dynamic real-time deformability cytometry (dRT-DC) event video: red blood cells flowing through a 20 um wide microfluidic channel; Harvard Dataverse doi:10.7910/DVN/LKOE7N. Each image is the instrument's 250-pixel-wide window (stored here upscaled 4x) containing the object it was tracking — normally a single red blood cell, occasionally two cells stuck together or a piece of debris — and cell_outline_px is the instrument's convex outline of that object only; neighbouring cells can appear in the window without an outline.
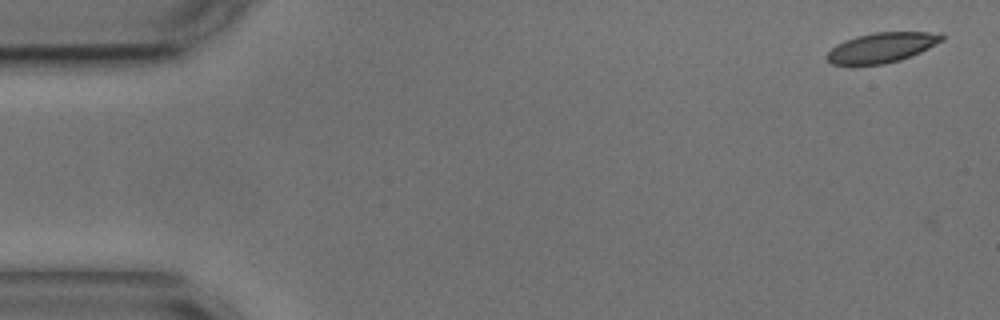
{"species": "common noctule bat (a hibernating species)", "species_latin": "Nyctalus noctula", "temperature_condition": "cold", "stored_images_in_passage": 52, "camera_frame_rate_fps": 3000, "um_per_image_px": 0.085, "animal": {"sex": "male", "body_mass_g": 17.9, "forearm_length_mm": 54.2}, "frame": {"image": 1, "passage_image": 2, "time_ms": 0.333, "image_size_px": [1000, 320], "cell_outline_px": [[944, 40], [912, 56], [900, 60], [884, 64], [832, 64], [828, 60], [828, 52], [836, 44], [844, 40], [856, 36], [872, 32], [928, 32], [944, 36]], "centroid_in_image_um": [74.95, 4.03], "position_along_channel_um": 10.1, "area_um2": 19.83}}
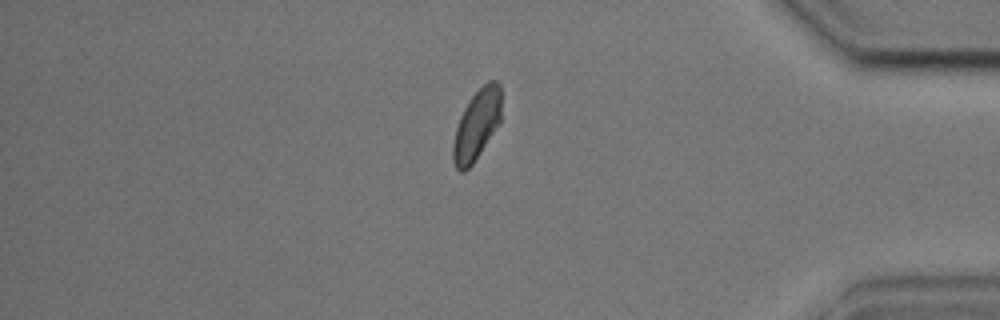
{"frame": {"image": 2, "passage_image": 47, "time_ms": 15.333, "image_size_px": [1000, 320], "cell_outline_px": [[500, 124], [472, 164], [464, 172], [460, 172], [456, 168], [452, 160], [452, 144], [456, 128], [460, 116], [464, 108], [472, 96], [488, 80], [496, 80], [500, 84]], "centroid_in_image_um": [40.51, 10.63], "position_along_channel_um": 394.7, "area_um2": 19.71}}